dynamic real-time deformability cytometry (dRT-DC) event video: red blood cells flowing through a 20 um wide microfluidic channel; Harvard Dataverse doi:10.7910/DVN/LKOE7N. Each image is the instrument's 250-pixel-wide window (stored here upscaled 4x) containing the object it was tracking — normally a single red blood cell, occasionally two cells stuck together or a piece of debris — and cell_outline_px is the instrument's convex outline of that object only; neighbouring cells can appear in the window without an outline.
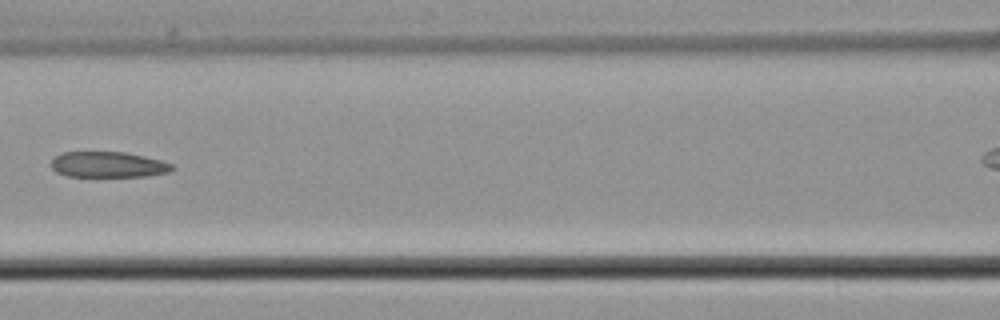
{"species": "common noctule bat (a hibernating species)", "species_latin": "Nyctalus noctula", "temperature_condition": "cold", "stored_images_in_passage": 7, "segment_of_instrument_passage": [1, 2], "camera_frame_rate_fps": 3000, "um_per_image_px": 0.085, "animal": {"sex": "male", "body_mass_g": 21.5, "forearm_length_mm": 52.0}, "frame": {"image": 1, "passage_image": 6, "time_ms": 6.0, "image_size_px": [1000, 320], "cell_outline_px": [[176, 168], [168, 172], [148, 176], [68, 176], [56, 172], [52, 168], [52, 160], [56, 156], [64, 152], [124, 152], [144, 156], [160, 160], [172, 164]], "centroid_in_image_um": [9.21, 13.99], "position_along_channel_um": 157.4, "area_um2": 17.98}}